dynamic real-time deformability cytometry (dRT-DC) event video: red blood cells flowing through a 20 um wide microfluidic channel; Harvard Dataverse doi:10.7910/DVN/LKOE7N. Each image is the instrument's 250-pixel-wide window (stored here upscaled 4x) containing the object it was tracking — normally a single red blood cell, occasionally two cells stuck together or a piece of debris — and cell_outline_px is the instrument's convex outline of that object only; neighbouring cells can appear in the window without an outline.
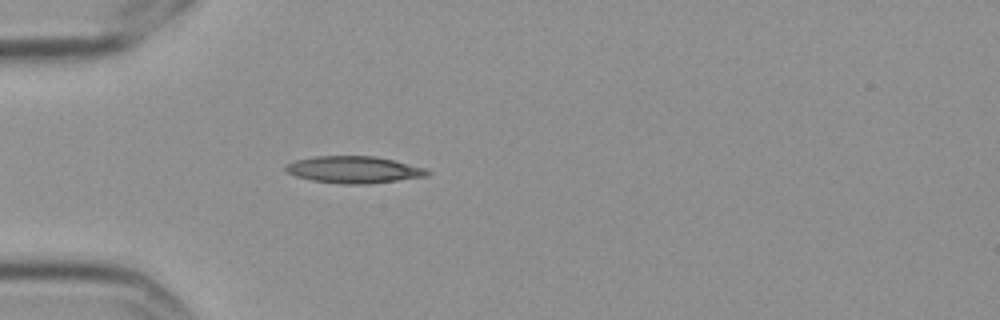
{"species": "Egyptian fruit bat (a non-hibernating species)", "species_latin": "Rousettus aegyptiacus", "temperature_condition": "cold", "stored_images_in_passage": 4, "camera_frame_rate_fps": 3000, "um_per_image_px": 0.085, "frame": {"image": 1, "passage_image": 4, "time_ms": 1.0, "image_size_px": [1000, 320], "cell_outline_px": [[432, 172], [428, 176], [368, 184], [344, 184], [312, 180], [296, 176], [288, 172], [284, 168], [284, 164], [292, 160], [316, 156], [376, 156], [396, 160], [424, 168]], "centroid_in_image_um": [30.07, 14.41], "position_along_channel_um": 54.9, "area_um2": 22.37}}